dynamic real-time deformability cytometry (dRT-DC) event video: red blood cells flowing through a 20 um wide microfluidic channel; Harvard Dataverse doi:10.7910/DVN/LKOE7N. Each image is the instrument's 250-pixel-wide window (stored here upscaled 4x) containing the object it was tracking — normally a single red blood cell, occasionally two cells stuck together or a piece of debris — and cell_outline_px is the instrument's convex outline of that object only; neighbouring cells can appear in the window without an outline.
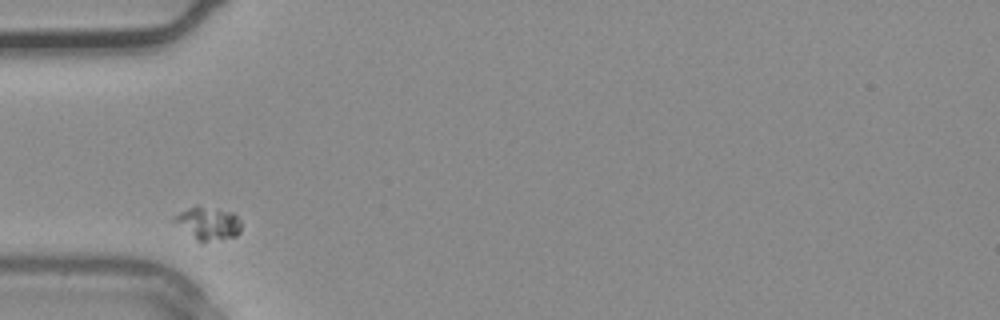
{"species": "common noctule bat (a hibernating species)", "species_latin": "Nyctalus noctula", "temperature_condition": "warm", "stored_images_in_passage": 2, "camera_frame_rate_fps": 3000, "um_per_image_px": 0.085, "animal": {"sex": "male", "body_mass_g": 20.4}, "frame": {"image": 1, "passage_image": 1, "time_ms": 0.0, "image_size_px": [1000, 320], "cell_outline_px": [[240, 232], [236, 236], [200, 244], [172, 220], [180, 212], [188, 208], [216, 208], [232, 212], [240, 220]], "centroid_in_image_um": [17.71, 19.04], "position_along_channel_um": 67.3, "area_um2": 12.66}}